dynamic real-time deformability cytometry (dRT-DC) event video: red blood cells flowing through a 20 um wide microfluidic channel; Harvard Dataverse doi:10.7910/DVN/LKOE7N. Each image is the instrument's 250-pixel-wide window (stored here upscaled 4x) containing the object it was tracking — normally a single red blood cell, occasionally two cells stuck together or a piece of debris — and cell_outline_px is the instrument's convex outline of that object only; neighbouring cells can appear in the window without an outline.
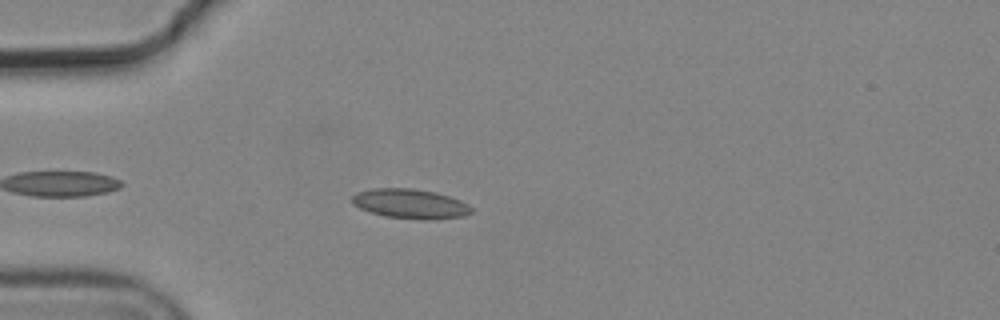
{"species": "common noctule bat (a hibernating species)", "species_latin": "Nyctalus noctula", "temperature_condition": "cold", "stored_images_in_passage": 5, "camera_frame_rate_fps": 3000, "um_per_image_px": 0.085, "animal": {"sex": "male", "body_mass_g": 19.2, "forearm_length_mm": 51.8}, "frame": {"image": 1, "passage_image": 4, "time_ms": 1.0, "image_size_px": [1000, 320], "cell_outline_px": [[472, 212], [464, 216], [428, 220], [420, 220], [384, 216], [360, 208], [352, 204], [352, 196], [356, 192], [372, 188], [412, 188], [436, 192], [460, 200], [468, 204], [472, 208]], "centroid_in_image_um": [34.87, 17.32], "position_along_channel_um": 50.1, "area_um2": 20.69}}